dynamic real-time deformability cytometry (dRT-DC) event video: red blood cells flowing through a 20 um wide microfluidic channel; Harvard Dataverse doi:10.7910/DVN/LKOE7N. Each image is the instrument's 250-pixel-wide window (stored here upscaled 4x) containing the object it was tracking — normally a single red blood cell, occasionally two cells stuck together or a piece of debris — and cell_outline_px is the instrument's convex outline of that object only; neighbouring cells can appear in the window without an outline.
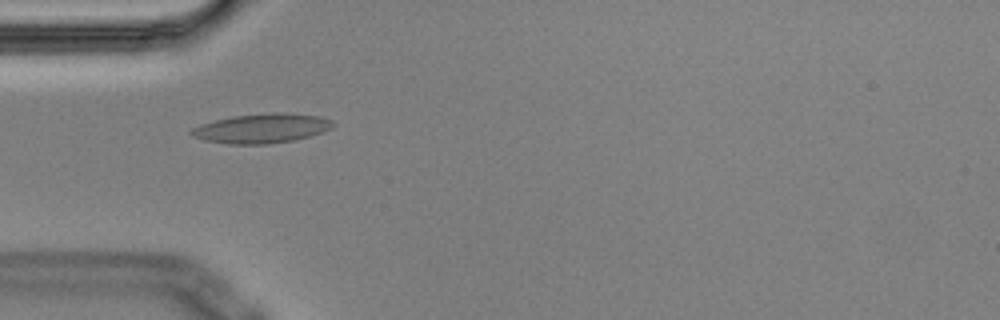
{"species": "Egyptian fruit bat (a non-hibernating species)", "species_latin": "Rousettus aegyptiacus", "temperature_condition": "cold", "stored_images_in_passage": 6, "camera_frame_rate_fps": 3000, "um_per_image_px": 0.085, "animal": {"sex": "male"}, "frame": {"image": 1, "passage_image": 5, "time_ms": 1.333, "image_size_px": [1000, 320], "cell_outline_px": [[336, 124], [332, 128], [308, 136], [292, 140], [268, 144], [228, 144], [204, 140], [192, 136], [188, 132], [192, 128], [200, 124], [232, 116], [276, 112], [280, 112], [320, 116], [332, 120]], "centroid_in_image_um": [22.22, 10.91], "position_along_channel_um": 62.8, "area_um2": 24.22}}